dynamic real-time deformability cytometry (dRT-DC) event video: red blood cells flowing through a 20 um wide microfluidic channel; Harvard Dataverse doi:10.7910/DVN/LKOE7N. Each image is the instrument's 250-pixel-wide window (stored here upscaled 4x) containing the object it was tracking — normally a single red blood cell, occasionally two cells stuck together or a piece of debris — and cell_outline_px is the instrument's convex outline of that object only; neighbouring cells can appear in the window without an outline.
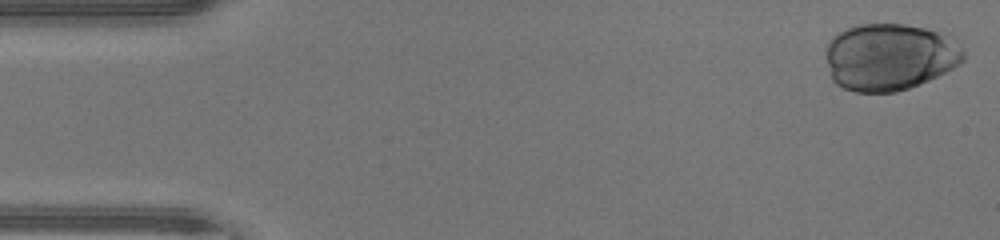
{"species": "human", "species_latin": "Homo sapiens", "temperature_condition": "warm", "stored_images_in_passage": 37, "camera_frame_rate_fps": 3000, "um_per_image_px": 0.085, "donor": {"sex": "male"}, "frame": {"image": 1, "passage_image": 1, "time_ms": 0.0, "image_size_px": [1000, 240], "cell_outline_px": [[964, 60], [960, 64], [920, 84], [896, 92], [856, 92], [844, 88], [836, 84], [832, 80], [824, 52], [824, 48], [832, 36], [848, 28], [860, 24], [904, 24], [952, 32], [964, 52]], "centroid_in_image_um": [75.65, 4.81], "position_along_channel_um": 9.3, "area_um2": 54.62}}
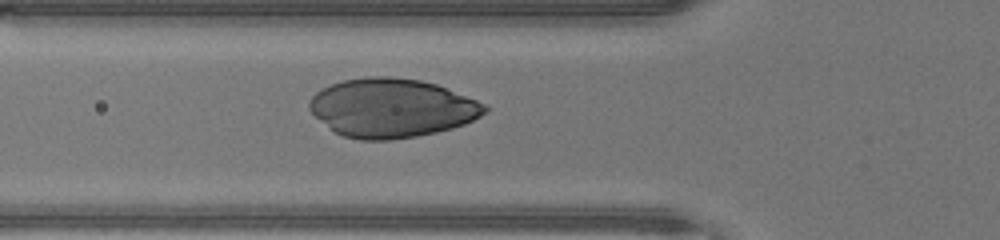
{"frame": {"image": 2, "passage_image": 16, "time_ms": 5.0, "image_size_px": [1000, 240], "cell_outline_px": [[488, 112], [464, 124], [452, 128], [436, 132], [416, 136], [392, 140], [360, 140], [344, 136], [336, 132], [316, 116], [308, 108], [308, 100], [320, 88], [344, 80], [364, 76], [388, 76], [420, 80], [436, 84], [476, 100], [484, 104], [488, 108]], "centroid_in_image_um": [33.28, 9.17], "position_along_channel_um": 92.5, "area_um2": 59.94}}
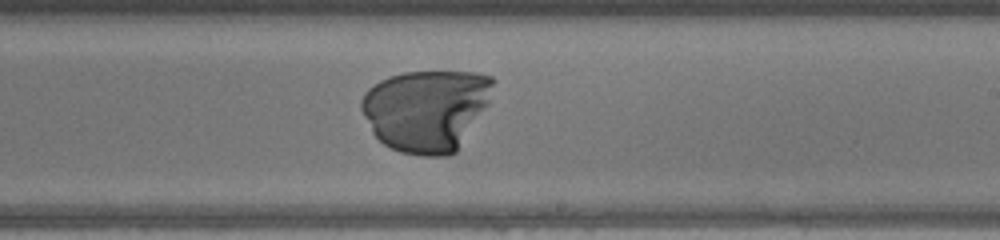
{"frame": {"image": 3, "passage_image": 27, "time_ms": 8.667, "image_size_px": [1000, 240], "cell_outline_px": [[496, 80], [488, 104], [456, 152], [448, 156], [420, 156], [400, 152], [384, 144], [372, 132], [360, 108], [360, 100], [364, 92], [368, 88], [380, 80], [388, 76], [404, 72], [476, 72], [492, 76]], "centroid_in_image_um": [36.24, 9.35], "position_along_channel_um": 252.8, "area_um2": 63.12}}